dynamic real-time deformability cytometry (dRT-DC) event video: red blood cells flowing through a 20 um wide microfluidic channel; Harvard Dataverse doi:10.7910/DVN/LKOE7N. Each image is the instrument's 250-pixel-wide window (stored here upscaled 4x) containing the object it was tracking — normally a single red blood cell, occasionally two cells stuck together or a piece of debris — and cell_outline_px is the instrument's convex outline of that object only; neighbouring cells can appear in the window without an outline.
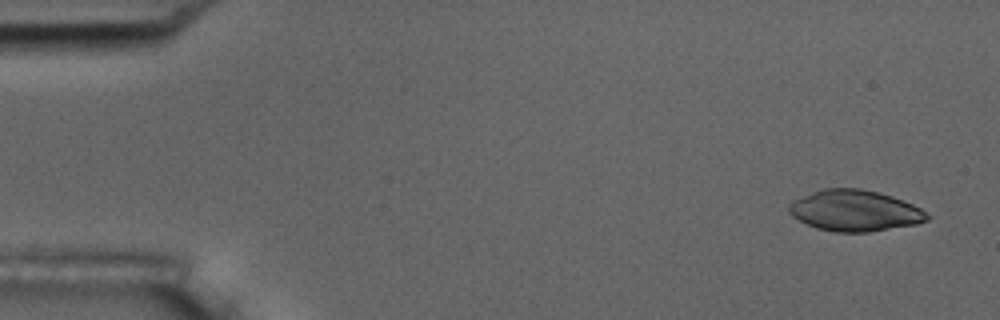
{"species": "common noctule bat (a hibernating species)", "species_latin": "Nyctalus noctula", "temperature_condition": "room temperature", "stored_images_in_passage": 6, "camera_frame_rate_fps": 3000, "um_per_image_px": 0.085, "animal": {"sex": "male", "body_mass_g": 17.5, "forearm_length_mm": 52.3}, "frame": {"image": 1, "passage_image": 1, "time_ms": 0.0, "image_size_px": [1000, 320], "cell_outline_px": [[932, 216], [928, 220], [916, 224], [868, 232], [836, 232], [816, 228], [792, 216], [788, 212], [788, 204], [792, 200], [824, 188], [860, 188], [892, 196], [912, 204], [920, 208]], "centroid_in_image_um": [72.66, 17.91], "position_along_channel_um": 12.3, "area_um2": 33.0}}